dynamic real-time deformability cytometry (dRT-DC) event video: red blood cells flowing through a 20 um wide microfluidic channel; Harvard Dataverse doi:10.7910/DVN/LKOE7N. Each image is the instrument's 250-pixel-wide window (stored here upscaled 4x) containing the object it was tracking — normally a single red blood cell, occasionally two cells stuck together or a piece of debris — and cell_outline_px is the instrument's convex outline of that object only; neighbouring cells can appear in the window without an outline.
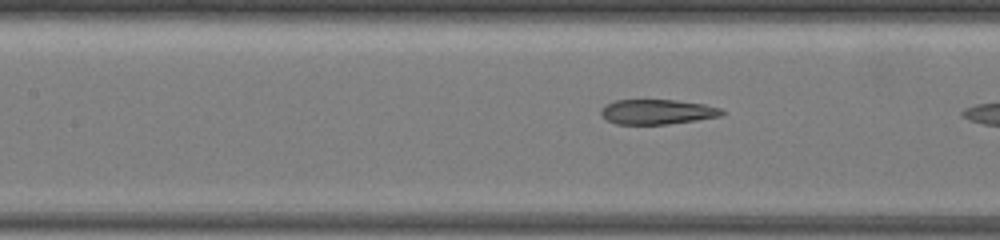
{"species": "common noctule bat (a hibernating species)", "species_latin": "Nyctalus noctula", "temperature_condition": "warm", "stored_images_in_passage": 47, "camera_frame_rate_fps": 3000, "um_per_image_px": 0.085, "animal": {"sex": "female", "body_mass_g": 19.5, "forearm_length_mm": 54.1}, "frame": {"image": 1, "passage_image": 36, "time_ms": 11.667, "image_size_px": [1000, 240], "cell_outline_px": [[728, 112], [724, 116], [668, 124], [616, 124], [600, 116], [600, 108], [604, 104], [616, 100], [676, 100], [704, 104], [720, 108]], "centroid_in_image_um": [55.87, 9.5], "position_along_channel_um": 151.5, "area_um2": 17.8}}
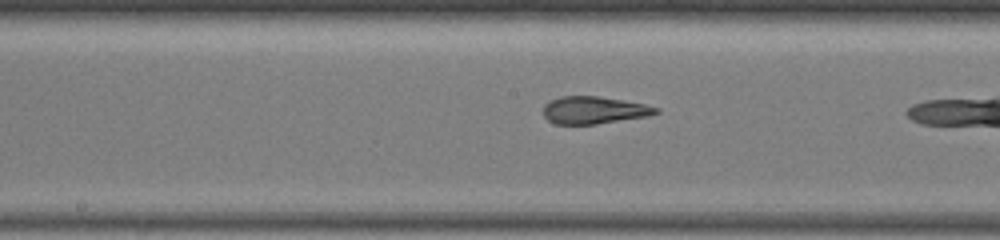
{"frame": {"image": 2, "passage_image": 41, "time_ms": 13.333, "image_size_px": [1000, 240], "cell_outline_px": [[660, 112], [648, 116], [596, 124], [556, 124], [548, 120], [544, 116], [544, 104], [548, 100], [560, 96], [596, 96], [644, 104], [660, 108]], "centroid_in_image_um": [50.46, 9.36], "position_along_channel_um": 197.7, "area_um2": 17.92}}
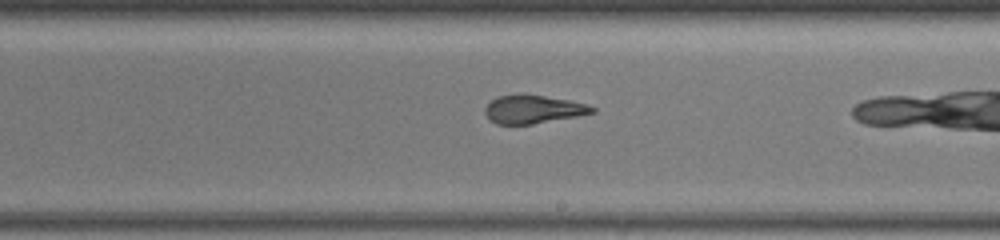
{"frame": {"image": 3, "passage_image": 46, "time_ms": 15.0, "image_size_px": [1000, 240], "cell_outline_px": [[596, 112], [576, 116], [532, 124], [496, 124], [488, 120], [484, 112], [484, 108], [496, 96], [520, 92], [568, 100], [588, 104], [596, 108]], "centroid_in_image_um": [45.27, 9.27], "position_along_channel_um": 243.7, "area_um2": 17.98}}